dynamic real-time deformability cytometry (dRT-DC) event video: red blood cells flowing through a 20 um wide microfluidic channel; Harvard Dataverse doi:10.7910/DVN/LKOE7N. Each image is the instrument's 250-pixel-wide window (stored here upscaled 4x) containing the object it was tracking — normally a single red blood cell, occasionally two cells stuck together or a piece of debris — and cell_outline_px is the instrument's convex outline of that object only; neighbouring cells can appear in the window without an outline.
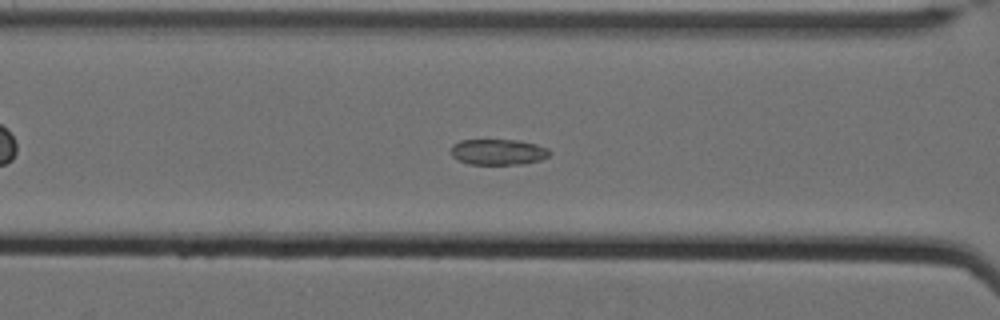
{"species": "Egyptian fruit bat (a non-hibernating species)", "species_latin": "Rousettus aegyptiacus", "temperature_condition": "cold", "stored_images_in_passage": 51, "camera_frame_rate_fps": 3000, "um_per_image_px": 0.085, "animal": {"sex": "female"}, "frame": {"image": 1, "passage_image": 19, "time_ms": 6.0, "image_size_px": [1000, 320], "cell_outline_px": [[552, 152], [548, 156], [540, 160], [524, 164], [468, 164], [452, 156], [448, 152], [452, 144], [460, 140], [520, 140], [536, 144], [548, 148]], "centroid_in_image_um": [42.33, 12.91], "position_along_channel_um": 124.3, "area_um2": 15.03}}
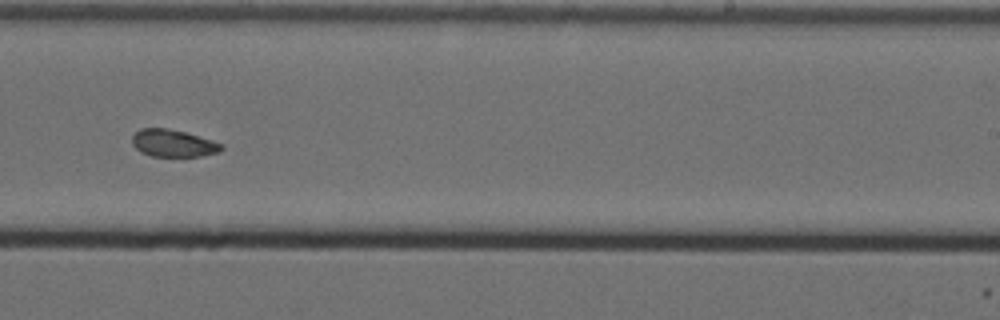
{"frame": {"image": 2, "passage_image": 32, "time_ms": 10.333, "image_size_px": [1000, 320], "cell_outline_px": [[224, 148], [220, 152], [200, 156], [152, 156], [140, 152], [132, 144], [132, 136], [140, 128], [164, 128], [184, 132], [212, 140], [220, 144]], "centroid_in_image_um": [14.69, 12.18], "position_along_channel_um": 274.3, "area_um2": 14.05}}
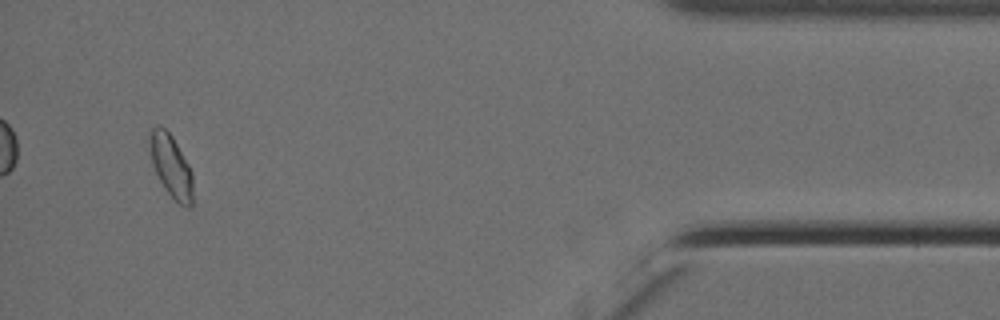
{"frame": {"image": 3, "passage_image": 49, "time_ms": 16.0, "image_size_px": [1000, 320], "cell_outline_px": [[192, 204], [188, 208], [180, 204], [164, 188], [152, 164], [148, 140], [148, 136], [152, 128], [156, 124], [160, 124], [172, 136], [188, 164], [192, 172]], "centroid_in_image_um": [14.51, 14.07], "position_along_channel_um": 420.7, "area_um2": 15.66}, "authors_computed_cell_mechanics": {"area_um2": 15.2592, "velocity_mm_per_s": 3.456, "shape_relaxation_time_tau1_ms": null, "shape_relaxation_time_tau2_ms": 5.175, "deformation_change_tau1": null, "deformation_change_tau2": 0.0893}}